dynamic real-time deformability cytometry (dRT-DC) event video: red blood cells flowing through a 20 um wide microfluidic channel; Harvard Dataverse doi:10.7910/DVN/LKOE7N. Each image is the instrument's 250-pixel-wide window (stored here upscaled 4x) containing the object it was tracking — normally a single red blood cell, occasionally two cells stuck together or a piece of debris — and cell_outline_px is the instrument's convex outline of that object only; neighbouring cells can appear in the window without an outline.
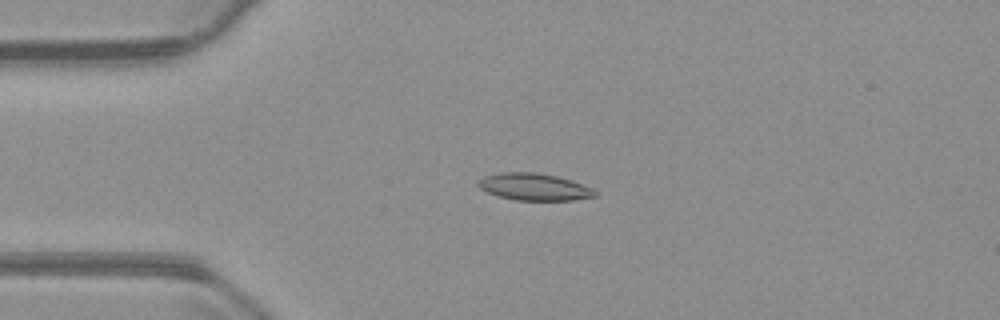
{"species": "common noctule bat (a hibernating species)", "species_latin": "Nyctalus noctula", "temperature_condition": "warm", "stored_images_in_passage": 55, "camera_frame_rate_fps": 3000, "um_per_image_px": 0.085, "animal": {"sex": "male", "body_mass_g": 23.1, "forearm_length_mm": 52.7}, "frame": {"image": 1, "passage_image": 13, "time_ms": 4.0, "image_size_px": [1000, 320], "cell_outline_px": [[596, 196], [572, 200], [516, 200], [500, 196], [488, 192], [480, 188], [476, 184], [476, 180], [484, 176], [500, 172], [532, 172], [556, 176], [572, 180], [592, 188], [596, 192]], "centroid_in_image_um": [45.37, 15.87], "position_along_channel_um": 39.6, "area_um2": 18.32}}
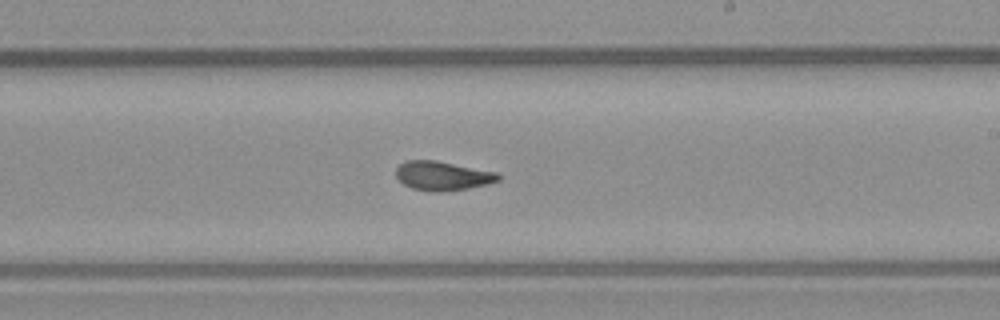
{"frame": {"image": 2, "passage_image": 32, "time_ms": 10.333, "image_size_px": [1000, 320], "cell_outline_px": [[504, 176], [500, 180], [488, 184], [468, 188], [440, 192], [432, 192], [412, 188], [404, 184], [396, 176], [396, 168], [404, 160], [436, 160], [496, 172]], "centroid_in_image_um": [37.64, 14.94], "position_along_channel_um": 251.4, "area_um2": 17.46}}
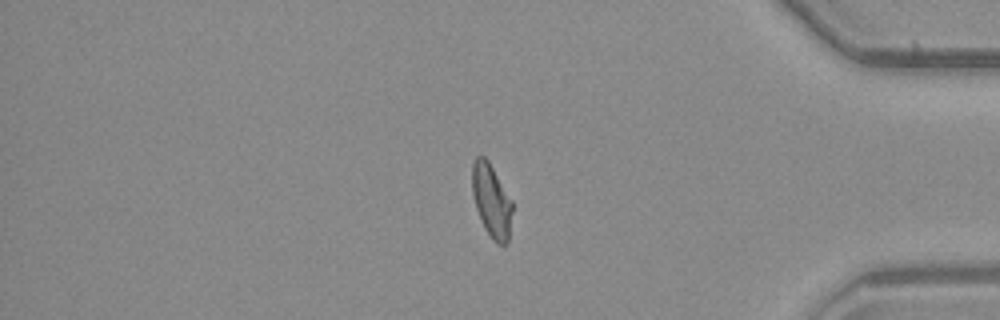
{"frame": {"image": 3, "passage_image": 46, "time_ms": 15.0, "image_size_px": [1000, 320], "cell_outline_px": [[512, 212], [508, 244], [496, 244], [492, 240], [484, 228], [476, 208], [472, 196], [472, 164], [476, 156], [484, 156], [488, 160], [512, 200]], "centroid_in_image_um": [41.77, 17.08], "position_along_channel_um": 393.4, "area_um2": 17.28}, "authors_computed_cell_mechanics": {"area_um2": 17.7446, "velocity_mm_per_s": 3.7262, "shape_relaxation_time_tau1_ms": null, "shape_relaxation_time_tau2_ms": 2.5895, "deformation_change_tau1": null, "deformation_change_tau2": 0.0815}}